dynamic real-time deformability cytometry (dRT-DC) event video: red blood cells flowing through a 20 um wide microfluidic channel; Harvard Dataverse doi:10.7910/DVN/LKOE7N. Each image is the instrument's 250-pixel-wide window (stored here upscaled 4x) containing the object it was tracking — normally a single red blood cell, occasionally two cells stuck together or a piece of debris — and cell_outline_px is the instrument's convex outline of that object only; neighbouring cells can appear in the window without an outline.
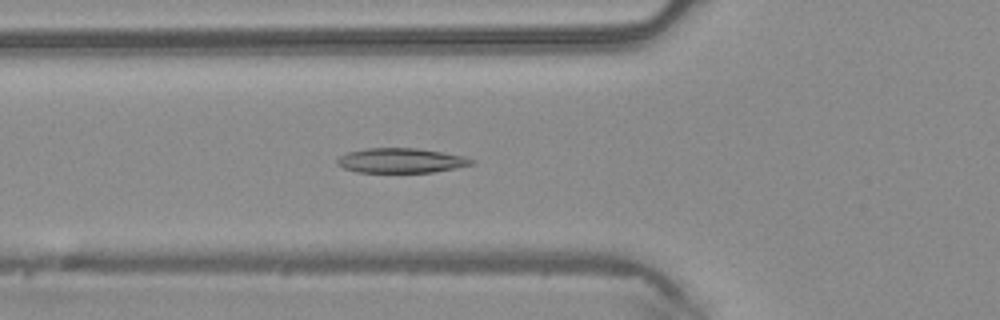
{"species": "common noctule bat (a hibernating species)", "species_latin": "Nyctalus noctula", "temperature_condition": "warm", "stored_images_in_passage": 33, "camera_frame_rate_fps": 3000, "um_per_image_px": 0.085, "animal": {"sex": "male", "body_mass_g": 20.4}, "frame": {"image": 1, "passage_image": 2, "time_ms": 0.333, "image_size_px": [1000, 320], "cell_outline_px": [[476, 160], [472, 164], [456, 168], [432, 172], [356, 172], [344, 168], [336, 164], [336, 160], [340, 156], [348, 152], [364, 148], [416, 148], [464, 156]], "centroid_in_image_um": [34.06, 13.64], "position_along_channel_um": 91.7, "area_um2": 19.31}}
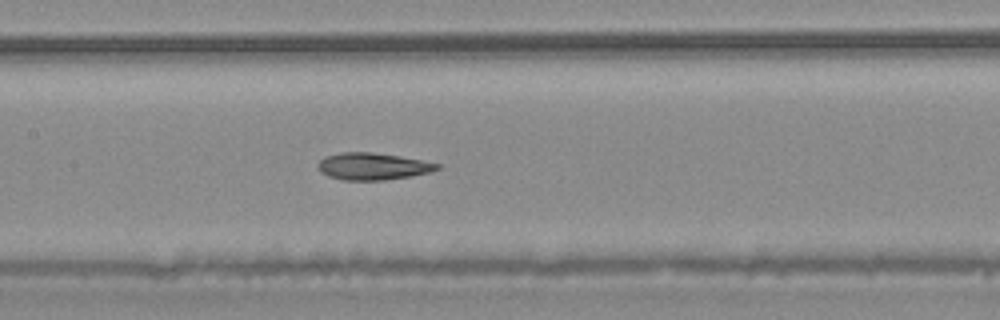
{"frame": {"image": 2, "passage_image": 8, "time_ms": 2.333, "image_size_px": [1000, 320], "cell_outline_px": [[440, 168], [428, 172], [412, 176], [384, 180], [344, 180], [328, 176], [320, 172], [316, 164], [324, 156], [340, 152], [372, 152], [400, 156], [440, 164]], "centroid_in_image_um": [31.63, 14.13], "position_along_channel_um": 175.8, "area_um2": 18.79}}
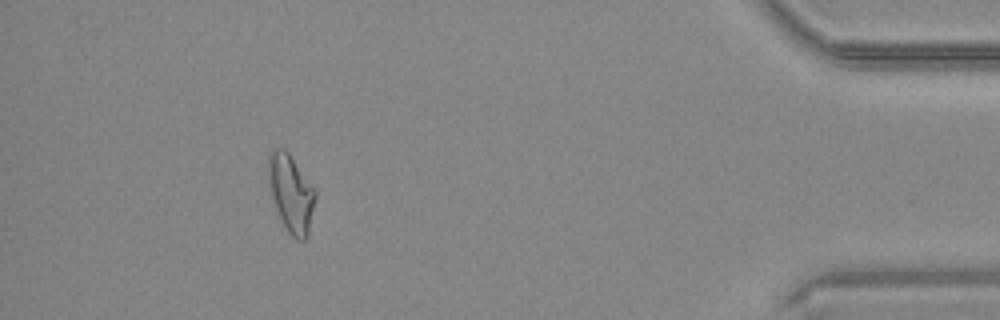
{"frame": {"image": 3, "passage_image": 29, "time_ms": 9.333, "image_size_px": [1000, 320], "cell_outline_px": [[316, 196], [308, 232], [304, 240], [296, 240], [288, 232], [276, 208], [272, 196], [268, 180], [268, 156], [276, 148], [284, 148], [288, 152], [316, 192]], "centroid_in_image_um": [24.73, 16.42], "position_along_channel_um": 410.5, "area_um2": 20.58}}